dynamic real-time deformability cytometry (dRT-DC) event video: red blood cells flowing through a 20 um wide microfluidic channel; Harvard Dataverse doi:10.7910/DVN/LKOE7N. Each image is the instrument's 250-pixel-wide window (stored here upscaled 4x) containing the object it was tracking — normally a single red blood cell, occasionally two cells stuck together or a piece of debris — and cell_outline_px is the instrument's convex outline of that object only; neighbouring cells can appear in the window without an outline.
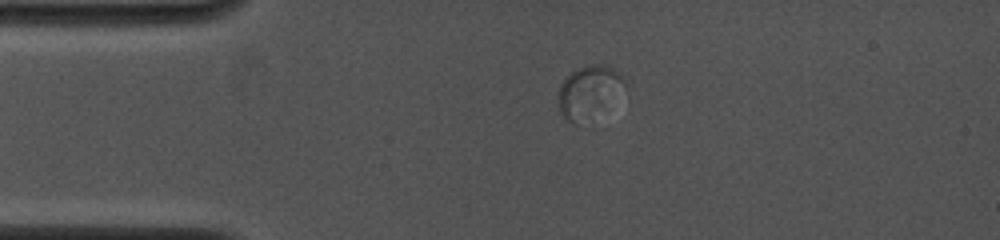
{"species": "common noctule bat (a hibernating species)", "species_latin": "Nyctalus noctula", "temperature_condition": "cold", "stored_images_in_passage": 26, "segment_of_instrument_passage": [2, 2], "camera_frame_rate_fps": 4000, "um_per_image_px": 0.085, "animal": {"sex": "female", "body_mass_g": 19.0, "forearm_length_mm": 53.3}, "frame": {"image": 1, "passage_image": 5, "time_ms": 3.25, "image_size_px": [1000, 240], "cell_outline_px": [[624, 84], [572, 124], [560, 112], [556, 104], [560, 84], [572, 72], [580, 68], [592, 64], [608, 64], [620, 72]], "centroid_in_image_um": [49.89, 7.62], "position_along_channel_um": 35.1, "area_um2": 17.63}}
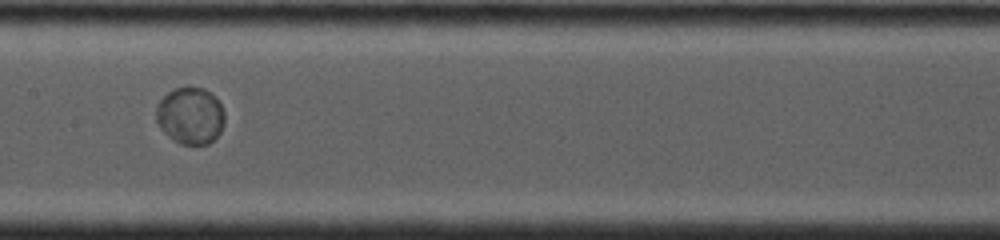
{"frame": {"image": 2, "passage_image": 15, "time_ms": 8.0, "image_size_px": [1000, 240], "cell_outline_px": [[224, 124], [220, 132], [208, 144], [180, 144], [164, 132], [160, 128], [156, 120], [156, 104], [168, 92], [176, 88], [188, 84], [204, 88], [220, 104], [224, 112]], "centroid_in_image_um": [16.16, 9.8], "position_along_channel_um": 191.2, "area_um2": 22.77}}
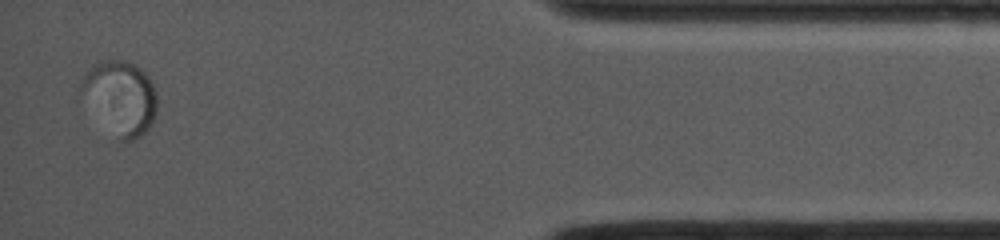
{"frame": {"image": 3, "passage_image": 26, "time_ms": 15.0, "image_size_px": [1000, 240], "cell_outline_px": [[156, 112], [148, 128], [140, 136], [132, 140], [120, 140], [80, 92], [80, 84], [84, 76], [96, 64], [104, 60], [124, 60], [140, 68], [148, 76], [152, 84], [156, 96]], "centroid_in_image_um": [10.27, 8.25], "position_along_channel_um": 424.9, "area_um2": 31.1}}